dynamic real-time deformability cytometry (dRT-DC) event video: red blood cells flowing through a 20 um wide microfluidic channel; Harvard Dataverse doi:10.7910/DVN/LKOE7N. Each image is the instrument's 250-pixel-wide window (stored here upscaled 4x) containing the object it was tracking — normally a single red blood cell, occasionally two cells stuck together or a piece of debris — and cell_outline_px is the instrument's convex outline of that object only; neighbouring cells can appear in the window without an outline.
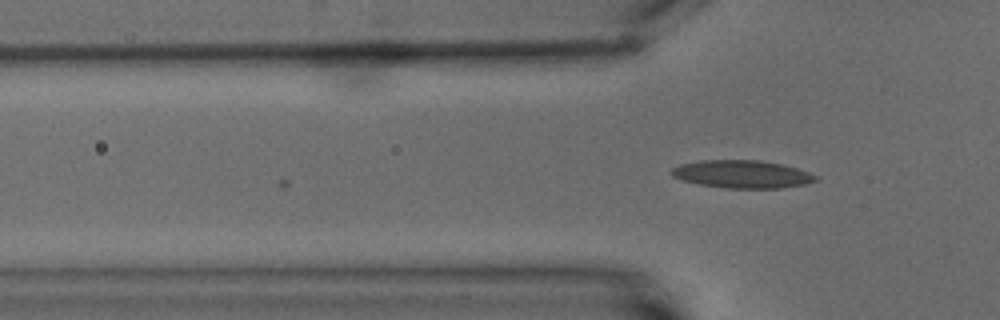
{"species": "common noctule bat (a hibernating species)", "species_latin": "Nyctalus noctula", "temperature_condition": "warm", "stored_images_in_passage": 3, "camera_frame_rate_fps": 3000, "um_per_image_px": 0.085, "animal": {"sex": "male", "body_mass_g": 15.6}, "frame": {"image": 1, "passage_image": 3, "time_ms": 2.333, "image_size_px": [1000, 320], "cell_outline_px": [[820, 180], [804, 184], [780, 188], [728, 188], [700, 184], [680, 180], [672, 176], [668, 172], [672, 168], [680, 164], [700, 160], [760, 160], [780, 164], [796, 168], [808, 172], [816, 176]], "centroid_in_image_um": [63.03, 14.8], "position_along_channel_um": 62.8, "area_um2": 23.35}}